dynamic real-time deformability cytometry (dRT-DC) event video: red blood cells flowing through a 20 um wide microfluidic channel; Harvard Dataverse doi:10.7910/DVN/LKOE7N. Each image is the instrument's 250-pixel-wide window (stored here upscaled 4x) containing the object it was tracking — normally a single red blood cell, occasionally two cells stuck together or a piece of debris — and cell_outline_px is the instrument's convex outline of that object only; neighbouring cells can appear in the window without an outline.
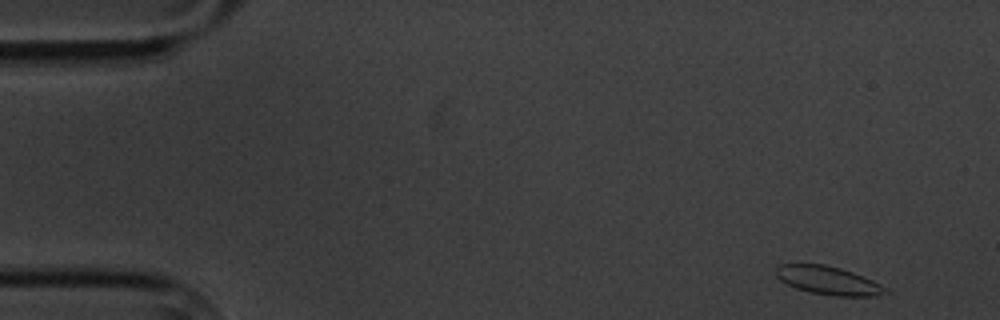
{"species": "common noctule bat (a hibernating species)", "species_latin": "Nyctalus noctula", "temperature_condition": "cold", "stored_images_in_passage": 9, "segment_of_instrument_passage": [1, 2], "camera_frame_rate_fps": 3000, "um_per_image_px": 0.085, "animal": {"sex": "male", "body_mass_g": 20.1, "forearm_length_mm": 53.5}, "frame": {"image": 1, "passage_image": 1, "time_ms": 0.0, "image_size_px": [1000, 320], "cell_outline_px": [[888, 292], [876, 296], [836, 296], [812, 292], [796, 288], [780, 280], [776, 276], [776, 268], [780, 264], [824, 264], [840, 268], [864, 276], [880, 284]], "centroid_in_image_um": [70.39, 23.83], "position_along_channel_um": 14.6, "area_um2": 17.86}}
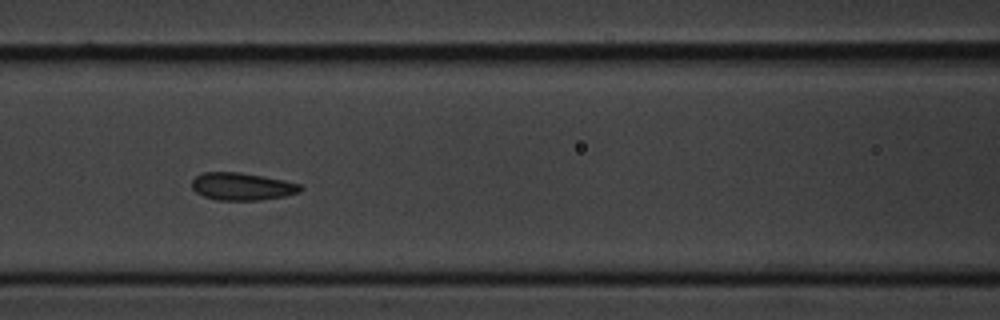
{"frame": {"image": 2, "passage_image": 7, "time_ms": 7.0, "image_size_px": [1000, 320], "cell_outline_px": [[304, 188], [300, 192], [284, 196], [260, 200], [216, 200], [204, 196], [196, 192], [192, 188], [192, 180], [196, 176], [204, 172], [240, 172], [264, 176], [284, 180], [300, 184]], "centroid_in_image_um": [20.59, 15.85], "position_along_channel_um": 146.0, "area_um2": 17.46}}
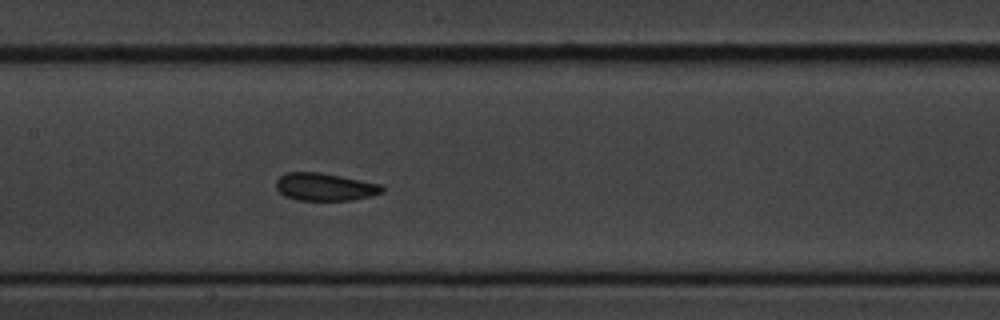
{"frame": {"image": 3, "passage_image": 8, "time_ms": 8.0, "image_size_px": [1000, 320], "cell_outline_px": [[384, 192], [372, 196], [352, 200], [296, 200], [284, 196], [276, 188], [276, 180], [284, 172], [320, 172], [380, 184], [384, 188]], "centroid_in_image_um": [27.59, 15.89], "position_along_channel_um": 179.8, "area_um2": 17.17}}